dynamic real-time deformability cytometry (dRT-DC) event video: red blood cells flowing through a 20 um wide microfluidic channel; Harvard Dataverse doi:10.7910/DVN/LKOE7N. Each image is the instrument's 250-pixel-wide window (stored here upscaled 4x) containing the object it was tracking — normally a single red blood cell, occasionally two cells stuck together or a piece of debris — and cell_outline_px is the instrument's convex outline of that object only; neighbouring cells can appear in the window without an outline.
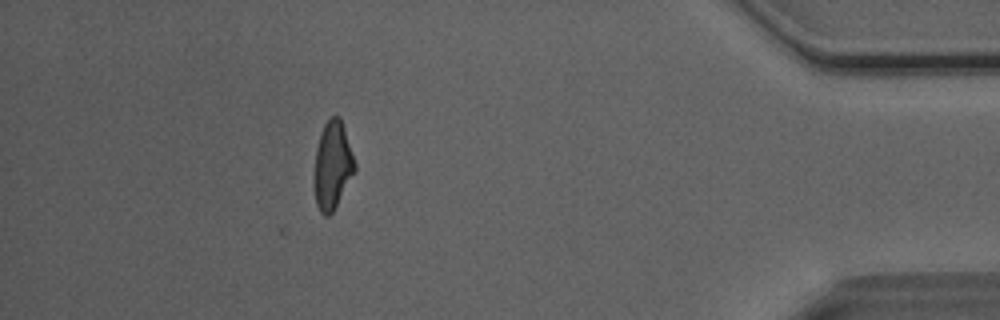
{"species": "Egyptian fruit bat (a non-hibernating species)", "species_latin": "Rousettus aegyptiacus", "temperature_condition": "room temperature", "stored_images_in_passage": 31, "camera_frame_rate_fps": 3000, "um_per_image_px": 0.085, "animal": {"sex": "male"}, "frame": {"image": 1, "passage_image": 31, "time_ms": 10.0, "image_size_px": [1000, 320], "cell_outline_px": [[356, 172], [332, 212], [328, 216], [324, 216], [320, 212], [316, 204], [316, 148], [320, 132], [324, 124], [332, 116], [340, 116], [356, 164]], "centroid_in_image_um": [28.3, 14.04], "position_along_channel_um": 406.9, "area_um2": 20.35}, "authors_computed_cell_mechanics": {"area_um2": 21.3282, "velocity_mm_per_s": 4.0751, "shape_relaxation_time_tau1_ms": 5.8785, "shape_relaxation_time_tau2_ms": 1.875, "deformation_change_tau1": 0.1957, "deformation_change_tau2": 0.0712}}